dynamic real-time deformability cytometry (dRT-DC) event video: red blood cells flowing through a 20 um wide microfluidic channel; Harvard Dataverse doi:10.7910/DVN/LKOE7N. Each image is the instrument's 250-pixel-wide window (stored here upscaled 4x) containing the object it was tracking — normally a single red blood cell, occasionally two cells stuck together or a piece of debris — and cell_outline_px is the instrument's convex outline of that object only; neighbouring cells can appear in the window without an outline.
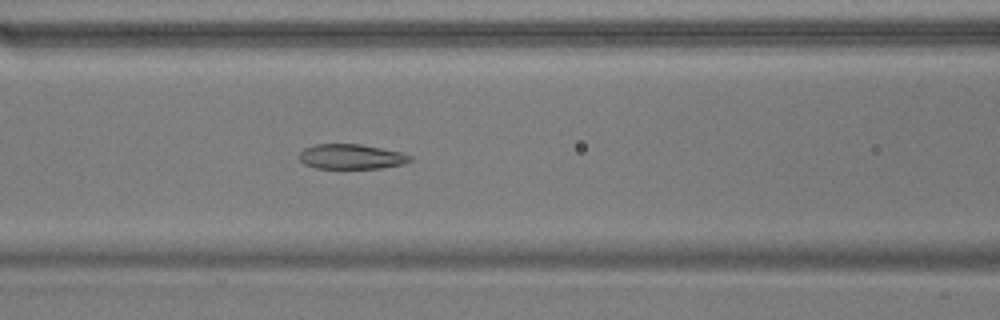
{"species": "common noctule bat (a hibernating species)", "species_latin": "Nyctalus noctula", "temperature_condition": "warm", "stored_images_in_passage": 49, "camera_frame_rate_fps": 3000, "um_per_image_px": 0.085, "animal": {"sex": "male", "body_mass_g": 17.9}, "frame": {"image": 1, "passage_image": 17, "time_ms": 5.333, "image_size_px": [1000, 320], "cell_outline_px": [[412, 160], [404, 164], [380, 168], [316, 168], [304, 164], [300, 160], [300, 152], [304, 148], [316, 144], [360, 144], [400, 152], [412, 156]], "centroid_in_image_um": [29.86, 13.31], "position_along_channel_um": 136.7, "area_um2": 16.01}}
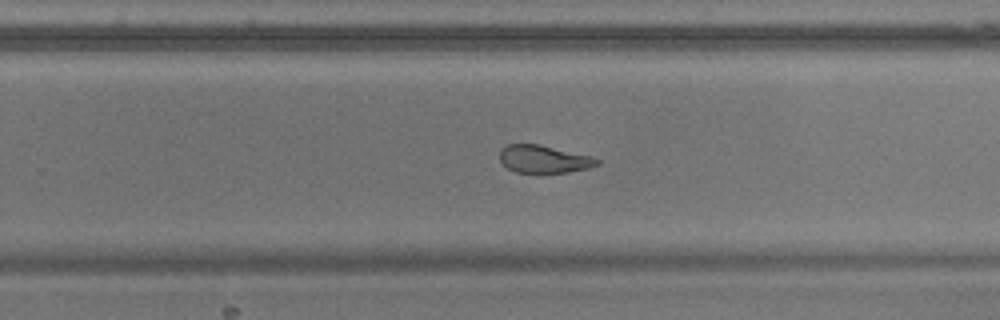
{"frame": {"image": 2, "passage_image": 29, "time_ms": 9.333, "image_size_px": [1000, 320], "cell_outline_px": [[600, 164], [588, 168], [568, 172], [536, 176], [516, 172], [508, 168], [500, 160], [500, 148], [508, 144], [540, 144], [592, 156], [600, 160]], "centroid_in_image_um": [46.23, 13.56], "position_along_channel_um": 283.6, "area_um2": 16.42}}
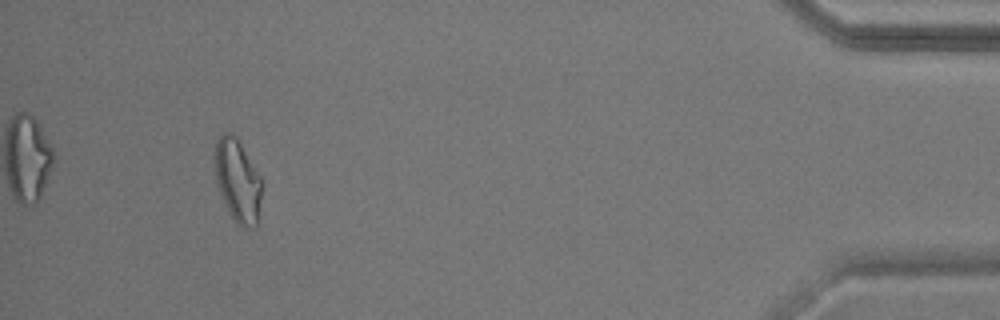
{"frame": {"image": 3, "passage_image": 45, "time_ms": 14.667, "image_size_px": [1000, 320], "cell_outline_px": [[264, 184], [260, 224], [256, 228], [240, 228], [236, 224], [228, 212], [224, 204], [216, 180], [216, 140], [224, 132], [232, 132], [236, 136], [260, 176]], "centroid_in_image_um": [20.28, 15.48], "position_along_channel_um": 414.9, "area_um2": 23.41}, "authors_computed_cell_mechanics": {"area_um2": 18.785, "velocity_mm_per_s": 3.6853, "shape_relaxation_time_tau1_ms": 9.4801, "shape_relaxation_time_tau2_ms": 1.9609, "deformation_change_tau1": 0.2119, "deformation_change_tau2": 0.0979}}